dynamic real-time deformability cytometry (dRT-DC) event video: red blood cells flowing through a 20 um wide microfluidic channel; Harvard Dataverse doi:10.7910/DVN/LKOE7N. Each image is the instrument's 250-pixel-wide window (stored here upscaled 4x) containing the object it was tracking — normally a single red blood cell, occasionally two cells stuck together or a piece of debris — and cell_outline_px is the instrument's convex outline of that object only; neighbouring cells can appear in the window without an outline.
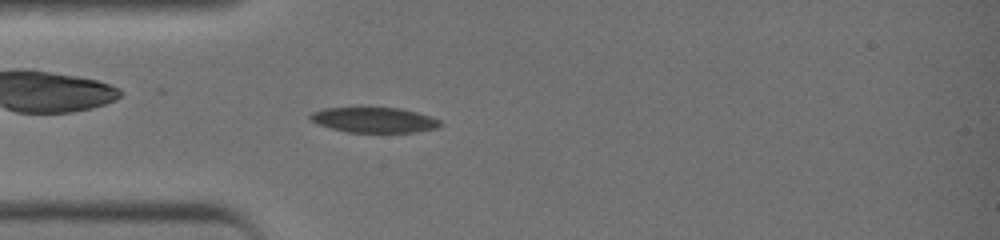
{"species": "common noctule bat (a hibernating species)", "species_latin": "Nyctalus noctula", "temperature_condition": "warm", "stored_images_in_passage": 30, "camera_frame_rate_fps": 3000, "um_per_image_px": 0.085, "animal": {"sex": "female", "body_mass_g": 19.0, "forearm_length_mm": 51.5}, "frame": {"image": 1, "passage_image": 1, "time_ms": 0.0, "image_size_px": [1000, 240], "cell_outline_px": [[440, 128], [416, 132], [348, 132], [316, 124], [308, 116], [312, 112], [324, 108], [360, 104], [400, 108], [432, 116], [440, 120]], "centroid_in_image_um": [31.77, 10.14], "position_along_channel_um": 53.2, "area_um2": 20.17}}
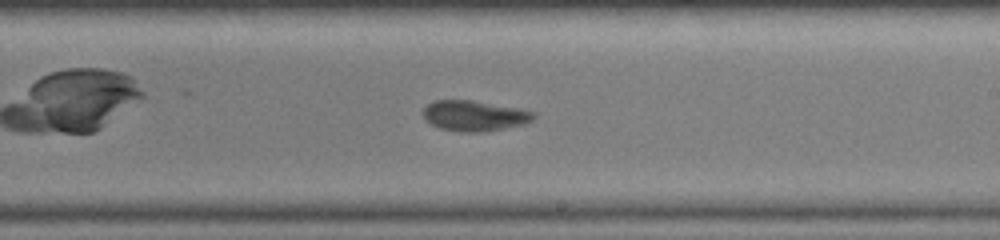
{"frame": {"image": 2, "passage_image": 14, "time_ms": 4.333, "image_size_px": [1000, 240], "cell_outline_px": [[536, 116], [532, 120], [524, 124], [484, 132], [460, 132], [440, 128], [424, 120], [420, 112], [432, 100], [472, 100], [520, 108], [536, 112]], "centroid_in_image_um": [40.3, 9.83], "position_along_channel_um": 248.7, "area_um2": 19.94}}
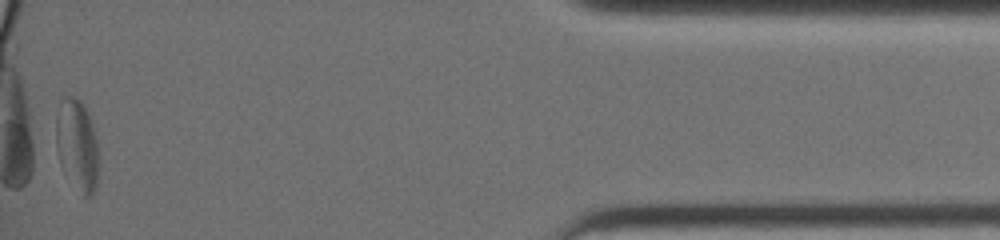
{"frame": {"image": 3, "passage_image": 30, "time_ms": 9.667, "image_size_px": [1000, 240], "cell_outline_px": [[100, 164], [96, 184], [92, 196], [84, 196], [60, 164], [56, 148], [56, 116], [60, 100], [64, 96], [72, 96], [80, 100], [84, 104], [92, 124], [96, 140]], "centroid_in_image_um": [6.56, 12.28], "position_along_channel_um": 428.6, "area_um2": 22.66}, "authors_computed_cell_mechanics": {"area_um2": 20.4034, "velocity_mm_per_s": 4.626, "shape_relaxation_time_tau1_ms": 5.2723, "shape_relaxation_time_tau2_ms": 2.7509, "deformation_change_tau1": 0.1194, "deformation_change_tau2": 0.065}}